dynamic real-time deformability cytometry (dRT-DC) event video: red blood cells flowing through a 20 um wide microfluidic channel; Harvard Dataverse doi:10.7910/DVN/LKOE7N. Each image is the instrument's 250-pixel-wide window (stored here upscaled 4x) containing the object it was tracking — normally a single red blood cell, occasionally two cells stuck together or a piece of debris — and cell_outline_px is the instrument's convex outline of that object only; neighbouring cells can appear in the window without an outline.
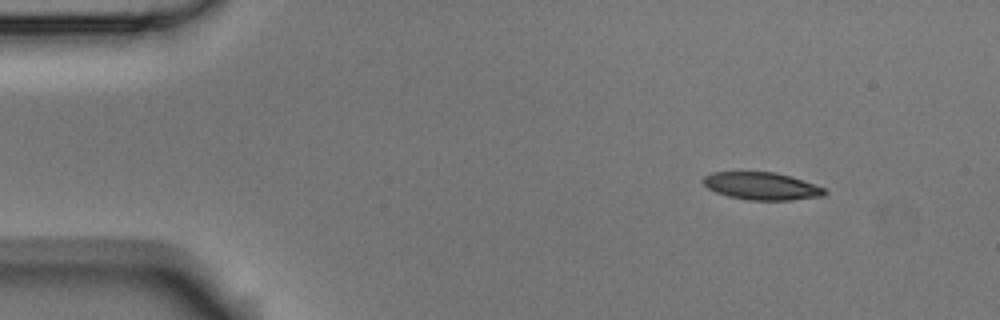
{"species": "Egyptian fruit bat (a non-hibernating species)", "species_latin": "Rousettus aegyptiacus", "temperature_condition": "room temperature", "stored_images_in_passage": 3, "segment_of_instrument_passage": [1, 2], "camera_frame_rate_fps": 3000, "um_per_image_px": 0.085, "animal": {"sex": "male"}, "frame": {"image": 1, "passage_image": 1, "time_ms": 0.0, "image_size_px": [1000, 320], "cell_outline_px": [[828, 192], [824, 196], [792, 200], [748, 200], [728, 196], [716, 192], [708, 188], [700, 180], [704, 176], [712, 172], [776, 172], [792, 176], [824, 188]], "centroid_in_image_um": [64.74, 15.81], "position_along_channel_um": 20.3, "area_um2": 19.59}}